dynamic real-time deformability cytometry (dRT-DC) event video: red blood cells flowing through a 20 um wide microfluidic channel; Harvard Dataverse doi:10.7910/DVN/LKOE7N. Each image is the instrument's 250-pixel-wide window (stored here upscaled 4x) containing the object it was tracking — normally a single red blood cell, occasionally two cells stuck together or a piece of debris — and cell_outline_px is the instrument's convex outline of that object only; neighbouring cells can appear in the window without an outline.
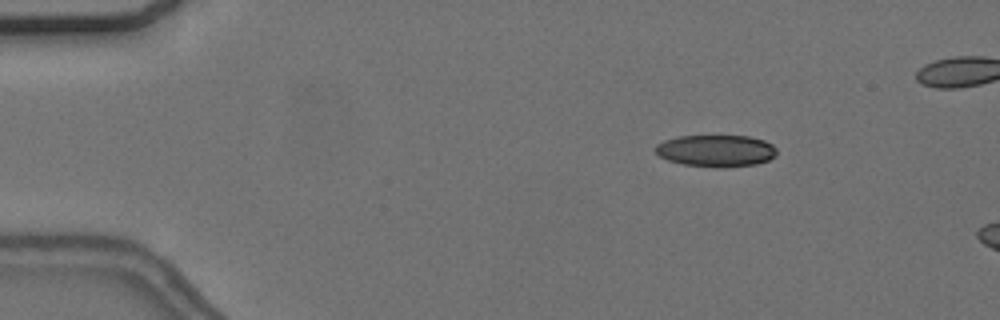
{"species": "common noctule bat (a hibernating species)", "species_latin": "Nyctalus noctula", "temperature_condition": "cold", "stored_images_in_passage": 14, "camera_frame_rate_fps": 3000, "um_per_image_px": 0.085, "animal": {"sex": "female", "body_mass_g": 24.6, "forearm_length_mm": 56.2}, "frame": {"image": 1, "passage_image": 8, "time_ms": 2.333, "image_size_px": [1000, 320], "cell_outline_px": [[776, 156], [768, 160], [756, 164], [724, 168], [716, 168], [684, 164], [668, 160], [660, 156], [656, 152], [656, 144], [664, 140], [680, 136], [748, 136], [764, 140], [772, 144], [776, 148]], "centroid_in_image_um": [60.89, 12.82], "position_along_channel_um": 24.1, "area_um2": 22.6}}